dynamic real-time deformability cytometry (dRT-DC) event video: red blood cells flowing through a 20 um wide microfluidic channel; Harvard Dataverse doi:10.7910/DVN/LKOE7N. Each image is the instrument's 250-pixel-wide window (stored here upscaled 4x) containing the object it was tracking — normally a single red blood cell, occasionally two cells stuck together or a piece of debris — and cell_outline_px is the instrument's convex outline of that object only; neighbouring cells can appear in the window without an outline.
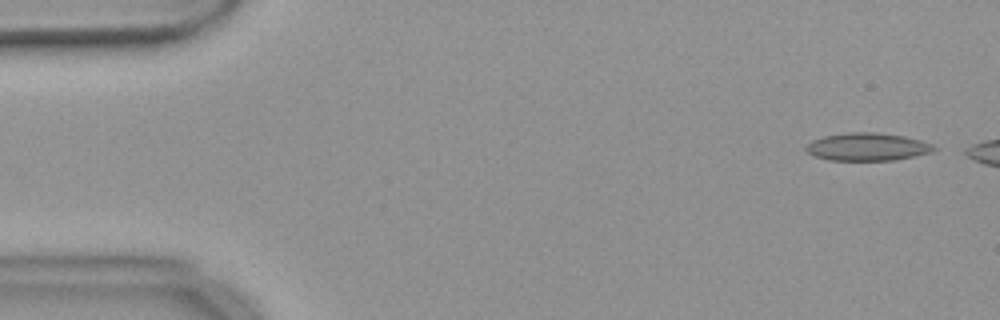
{"species": "common noctule bat (a hibernating species)", "species_latin": "Nyctalus noctula", "temperature_condition": "warm", "stored_images_in_passage": 47, "camera_frame_rate_fps": 3000, "um_per_image_px": 0.085, "animal": {"sex": "female", "body_mass_g": 18.4}, "frame": {"image": 1, "passage_image": 2, "time_ms": 0.333, "image_size_px": [1000, 320], "cell_outline_px": [[936, 148], [932, 152], [896, 160], [828, 160], [816, 156], [808, 152], [804, 148], [812, 140], [824, 136], [848, 132], [876, 132], [904, 136], [920, 140], [932, 144]], "centroid_in_image_um": [73.73, 12.47], "position_along_channel_um": 11.3, "area_um2": 20.63}}
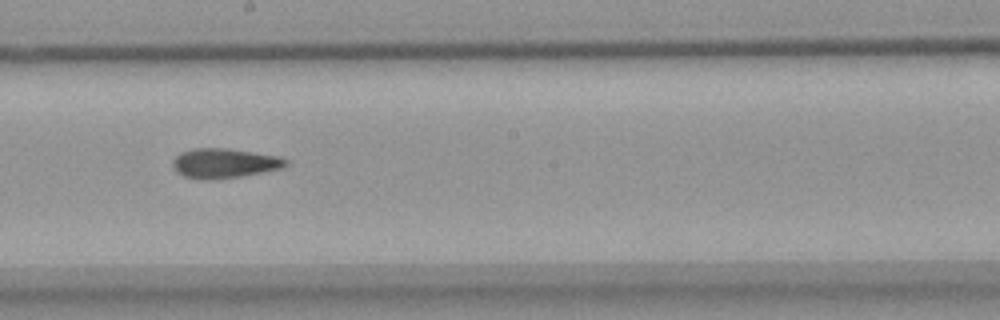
{"frame": {"image": 2, "passage_image": 29, "time_ms": 9.333, "image_size_px": [1000, 320], "cell_outline_px": [[288, 164], [284, 168], [240, 176], [208, 180], [204, 180], [184, 176], [176, 172], [172, 168], [172, 160], [180, 152], [192, 148], [228, 148], [276, 156], [288, 160]], "centroid_in_image_um": [19.02, 13.87], "position_along_channel_um": 229.2, "area_um2": 19.59}}
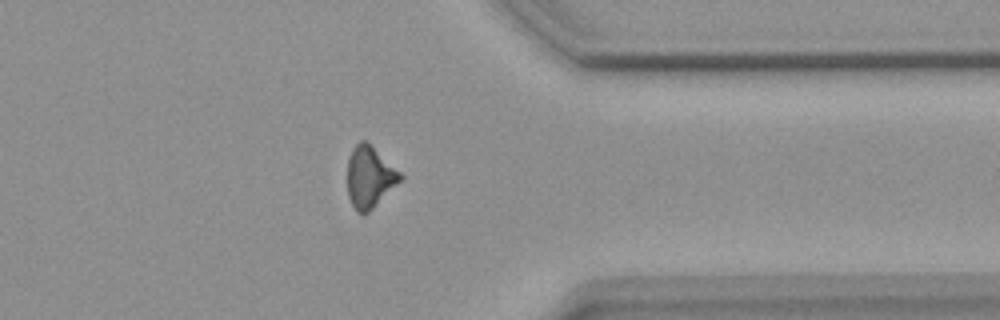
{"frame": {"image": 3, "passage_image": 42, "time_ms": 13.667, "image_size_px": [1000, 320], "cell_outline_px": [[404, 176], [368, 212], [356, 212], [348, 196], [348, 160], [352, 148], [360, 140], [364, 140], [400, 172]], "centroid_in_image_um": [31.39, 15.04], "position_along_channel_um": 380.0, "area_um2": 18.21}, "authors_computed_cell_mechanics": {"area_um2": 19.2474, "velocity_mm_per_s": 3.701, "shape_relaxation_time_tau1_ms": null, "shape_relaxation_time_tau2_ms": 5.6628, "deformation_change_tau1": null, "deformation_change_tau2": 0.1575}}